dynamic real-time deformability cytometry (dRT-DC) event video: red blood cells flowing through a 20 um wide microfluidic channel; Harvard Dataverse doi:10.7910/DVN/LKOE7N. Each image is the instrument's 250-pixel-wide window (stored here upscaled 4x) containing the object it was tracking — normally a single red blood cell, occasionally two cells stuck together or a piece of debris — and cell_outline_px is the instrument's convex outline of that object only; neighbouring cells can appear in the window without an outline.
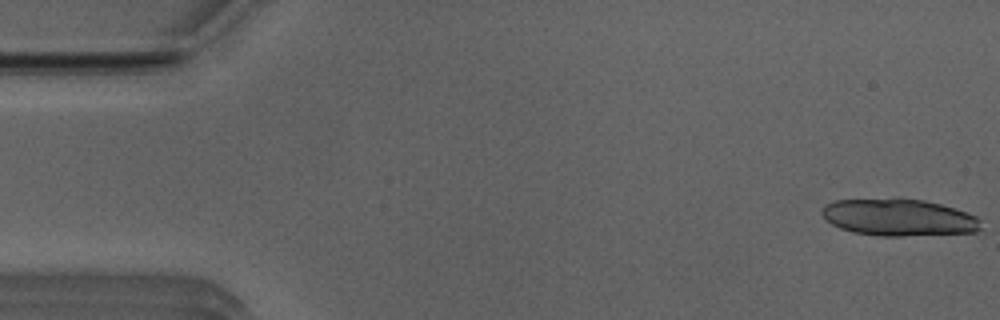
{"species": "Egyptian fruit bat (a non-hibernating species)", "species_latin": "Rousettus aegyptiacus", "temperature_condition": "room temperature", "stored_images_in_passage": 15, "camera_frame_rate_fps": 3000, "um_per_image_px": 0.085, "animal": {"sex": "male"}, "frame": {"image": 1, "passage_image": 1, "time_ms": 0.0, "image_size_px": [1000, 320], "cell_outline_px": [[984, 232], [904, 236], [880, 236], [852, 232], [840, 228], [824, 220], [820, 212], [824, 204], [836, 200], [924, 200], [940, 204], [976, 216], [980, 220]], "centroid_in_image_um": [76.41, 18.52], "position_along_channel_um": 8.6, "area_um2": 34.1}}